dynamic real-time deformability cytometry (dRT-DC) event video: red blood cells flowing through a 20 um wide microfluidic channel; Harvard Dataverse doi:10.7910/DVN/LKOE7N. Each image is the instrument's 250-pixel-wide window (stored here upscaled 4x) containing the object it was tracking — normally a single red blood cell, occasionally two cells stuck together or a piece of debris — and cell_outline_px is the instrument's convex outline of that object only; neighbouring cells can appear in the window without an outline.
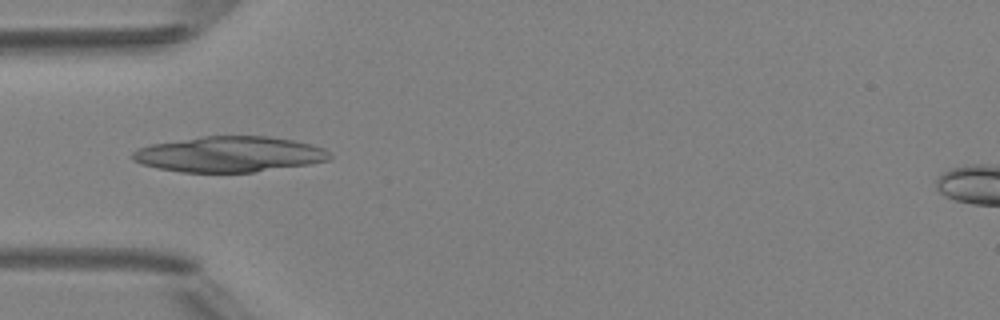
{"species": "Egyptian fruit bat (a non-hibernating species)", "species_latin": "Rousettus aegyptiacus", "temperature_condition": "room temperature", "stored_images_in_passage": 3, "camera_frame_rate_fps": 3000, "um_per_image_px": 0.085, "animal": {"sex": "female"}, "frame": {"image": 1, "passage_image": 2, "time_ms": 1.333, "image_size_px": [1000, 320], "cell_outline_px": [[332, 156], [328, 160], [308, 164], [252, 172], [180, 172], [156, 168], [132, 160], [132, 152], [136, 148], [152, 144], [200, 136], [268, 136], [292, 140], [312, 144], [324, 148]], "centroid_in_image_um": [19.47, 13.1], "position_along_channel_um": 65.5, "area_um2": 40.86}}
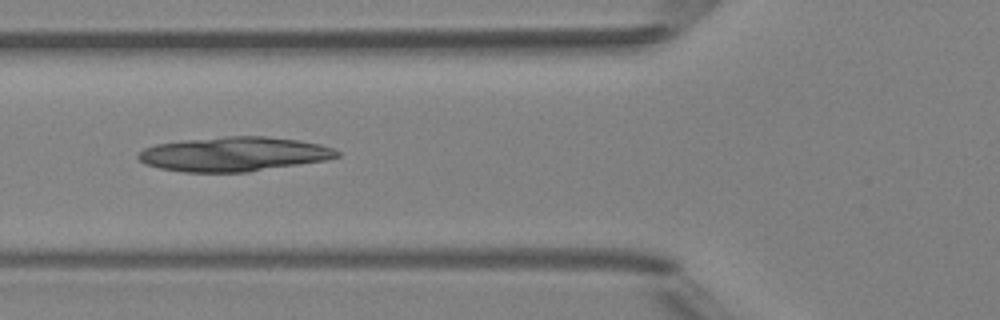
{"frame": {"image": 2, "passage_image": 3, "time_ms": 2.333, "image_size_px": [1000, 320], "cell_outline_px": [[340, 156], [324, 160], [248, 172], [184, 172], [160, 168], [144, 164], [136, 156], [144, 148], [156, 144], [184, 140], [228, 136], [264, 136], [300, 140], [320, 144], [336, 148], [340, 152]], "centroid_in_image_um": [19.89, 13.09], "position_along_channel_um": 105.9, "area_um2": 39.82}}